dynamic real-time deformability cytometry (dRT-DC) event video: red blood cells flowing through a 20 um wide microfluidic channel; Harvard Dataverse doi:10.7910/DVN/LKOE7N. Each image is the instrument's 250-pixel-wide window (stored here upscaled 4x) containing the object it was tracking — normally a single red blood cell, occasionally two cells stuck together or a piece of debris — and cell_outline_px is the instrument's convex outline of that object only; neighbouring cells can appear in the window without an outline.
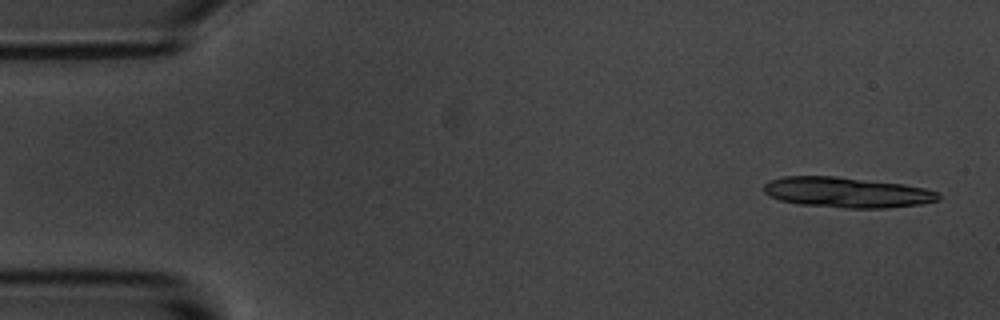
{"species": "common noctule bat (a hibernating species)", "species_latin": "Nyctalus noctula", "temperature_condition": "room temperature", "stored_images_in_passage": 4, "camera_frame_rate_fps": 3000, "um_per_image_px": 0.085, "animal": {"sex": "male", "body_mass_g": 20.1, "forearm_length_mm": 53.5}, "frame": {"image": 1, "passage_image": 1, "time_ms": 0.0, "image_size_px": [1000, 320], "cell_outline_px": [[940, 200], [920, 204], [884, 208], [844, 208], [800, 204], [780, 200], [768, 196], [764, 192], [764, 184], [772, 180], [784, 176], [836, 176], [904, 184], [924, 188], [936, 192], [940, 196]], "centroid_in_image_um": [71.97, 16.35], "position_along_channel_um": 13.0, "area_um2": 30.87}}